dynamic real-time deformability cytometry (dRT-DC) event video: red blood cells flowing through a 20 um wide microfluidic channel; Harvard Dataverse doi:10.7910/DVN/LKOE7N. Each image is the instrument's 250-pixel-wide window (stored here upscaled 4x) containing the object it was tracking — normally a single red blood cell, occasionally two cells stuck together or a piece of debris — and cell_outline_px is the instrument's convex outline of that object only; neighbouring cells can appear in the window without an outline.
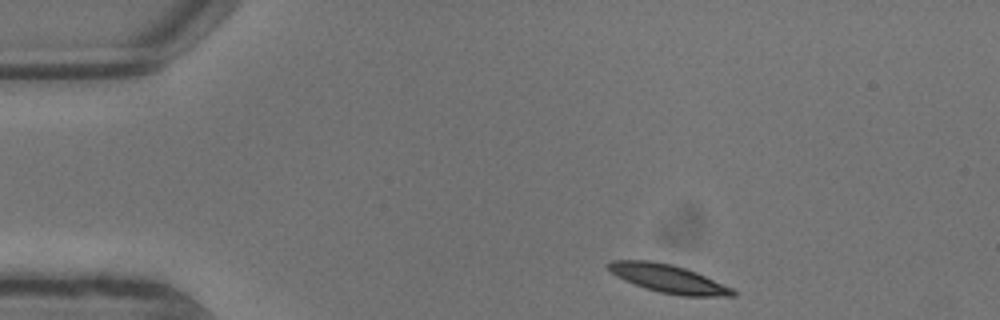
{"species": "common noctule bat (a hibernating species)", "species_latin": "Nyctalus noctula", "temperature_condition": "warm", "stored_images_in_passage": 6, "camera_frame_rate_fps": 3000, "um_per_image_px": 0.085, "animal": {"sex": "male", "body_mass_g": 13.3}, "frame": {"image": 1, "passage_image": 1, "time_ms": 0.0, "image_size_px": [1000, 320], "cell_outline_px": [[736, 296], [680, 296], [660, 292], [644, 288], [624, 280], [616, 276], [604, 264], [612, 260], [648, 260], [672, 264], [696, 272], [732, 288], [736, 292]], "centroid_in_image_um": [56.77, 23.68], "position_along_channel_um": 28.2, "area_um2": 20.4}}
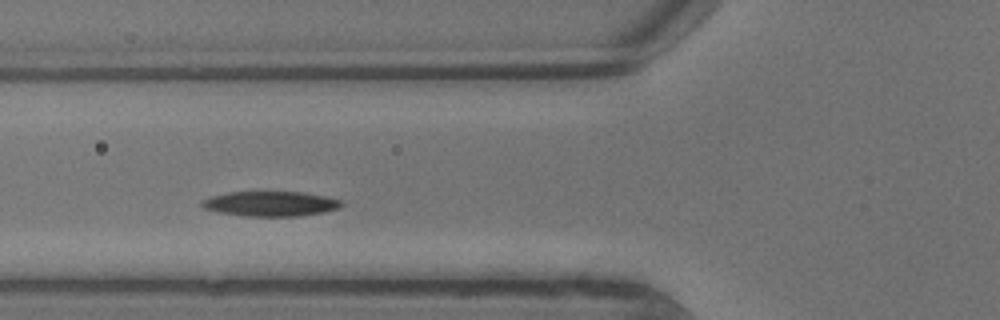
{"frame": {"image": 2, "passage_image": 5, "time_ms": 1.333, "image_size_px": [1000, 320], "cell_outline_px": [[344, 204], [340, 208], [324, 212], [296, 216], [244, 216], [216, 212], [204, 208], [200, 204], [200, 200], [212, 196], [228, 192], [304, 192], [324, 196], [340, 200]], "centroid_in_image_um": [22.97, 17.32], "position_along_channel_um": 102.8, "area_um2": 20.35}}
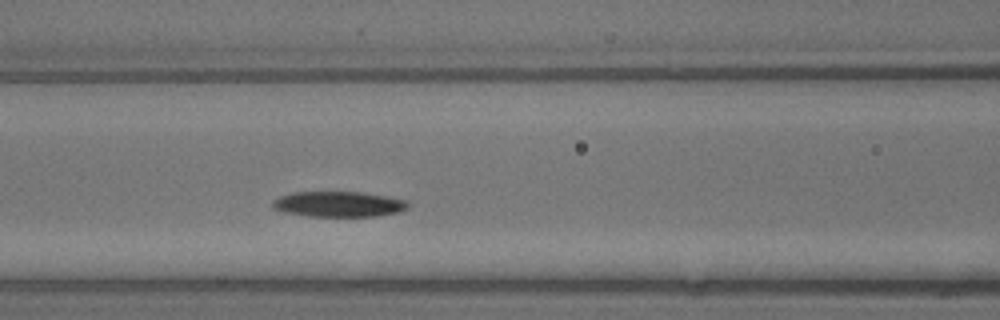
{"frame": {"image": 3, "passage_image": 6, "time_ms": 1.667, "image_size_px": [1000, 320], "cell_outline_px": [[408, 208], [396, 212], [376, 216], [308, 216], [284, 212], [272, 208], [272, 200], [280, 196], [292, 192], [364, 192], [404, 200], [408, 204]], "centroid_in_image_um": [28.72, 17.35], "position_along_channel_um": 137.9, "area_um2": 19.94}}